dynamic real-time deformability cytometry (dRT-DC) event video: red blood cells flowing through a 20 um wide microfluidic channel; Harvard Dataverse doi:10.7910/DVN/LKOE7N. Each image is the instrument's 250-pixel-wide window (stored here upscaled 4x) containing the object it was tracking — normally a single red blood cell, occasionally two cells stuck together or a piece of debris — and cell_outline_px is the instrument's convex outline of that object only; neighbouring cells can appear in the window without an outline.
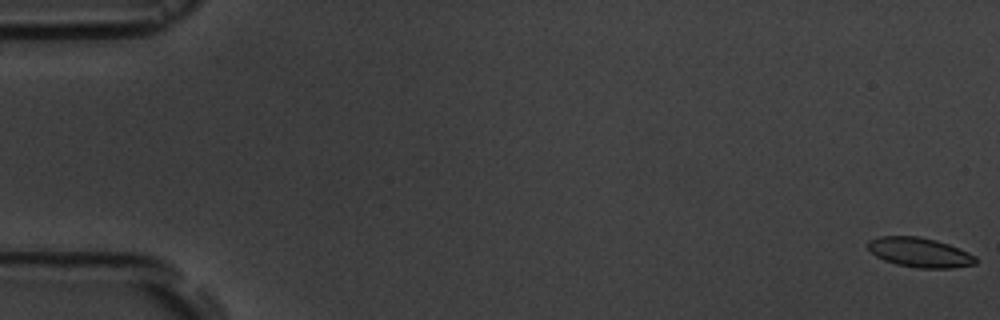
{"species": "common noctule bat (a hibernating species)", "species_latin": "Nyctalus noctula", "temperature_condition": "room temperature", "stored_images_in_passage": 4, "camera_frame_rate_fps": 3000, "um_per_image_px": 0.085, "animal": {"sex": "male", "body_mass_g": 19.5, "forearm_length_mm": 54.6}, "frame": {"image": 1, "passage_image": 1, "time_ms": 0.0, "image_size_px": [1000, 320], "cell_outline_px": [[976, 264], [952, 268], [916, 268], [896, 264], [884, 260], [876, 256], [868, 248], [868, 240], [880, 236], [916, 236], [936, 240], [948, 244], [968, 252], [976, 256]], "centroid_in_image_um": [78.17, 21.46], "position_along_channel_um": 6.8, "area_um2": 18.55}}